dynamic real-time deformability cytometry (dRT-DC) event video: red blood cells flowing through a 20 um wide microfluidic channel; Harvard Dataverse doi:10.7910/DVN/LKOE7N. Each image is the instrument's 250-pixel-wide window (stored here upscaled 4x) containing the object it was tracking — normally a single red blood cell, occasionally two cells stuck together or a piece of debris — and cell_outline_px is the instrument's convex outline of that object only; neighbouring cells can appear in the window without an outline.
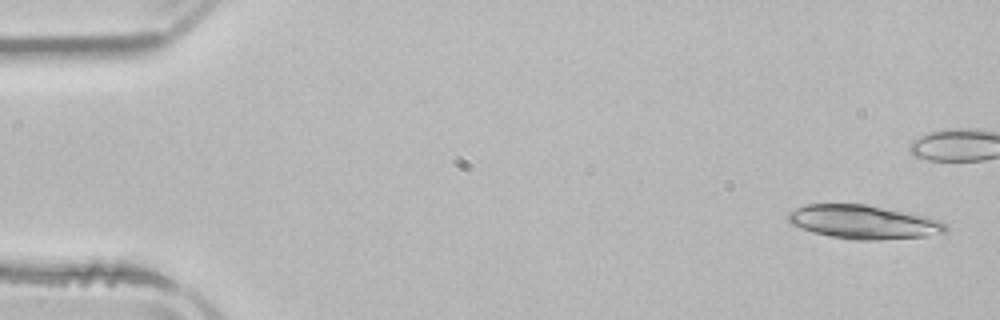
{"species": "common noctule bat (a hibernating species)", "species_latin": "Nyctalus noctula", "temperature_condition": "room temperature", "stored_images_in_passage": 6, "camera_frame_rate_fps": 3000, "um_per_image_px": 0.085, "animal": {"sex": "male", "body_mass_g": 21.5, "forearm_length_mm": 52.0}, "frame": {"image": 1, "passage_image": 1, "time_ms": 0.0, "image_size_px": [1000, 320], "cell_outline_px": [[948, 232], [928, 236], [880, 240], [856, 240], [832, 236], [812, 232], [800, 228], [792, 224], [788, 220], [788, 212], [804, 204], [864, 204], [912, 212], [928, 216], [940, 220], [948, 228]], "centroid_in_image_um": [73.45, 18.86], "position_along_channel_um": 11.6, "area_um2": 31.27}}
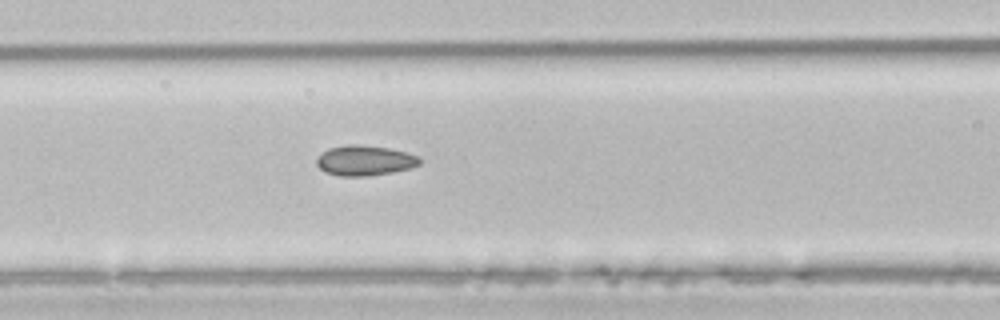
{"frame": {"image": 2, "passage_image": 6, "time_ms": 7.667, "image_size_px": [1000, 320], "cell_outline_px": [[420, 164], [412, 168], [392, 172], [368, 176], [340, 176], [324, 172], [316, 164], [316, 156], [328, 148], [348, 144], [360, 144], [388, 148], [420, 156]], "centroid_in_image_um": [30.97, 13.64], "position_along_channel_um": 135.6, "area_um2": 18.32}}